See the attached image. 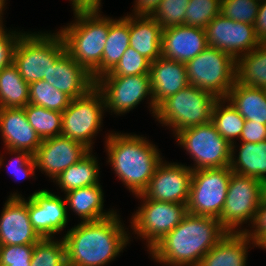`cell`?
<instances>
[{
	"mask_svg": "<svg viewBox=\"0 0 266 266\" xmlns=\"http://www.w3.org/2000/svg\"><path fill=\"white\" fill-rule=\"evenodd\" d=\"M71 100L68 95L44 80L29 84V104L62 113L69 106Z\"/></svg>",
	"mask_w": 266,
	"mask_h": 266,
	"instance_id": "cell-34",
	"label": "cell"
},
{
	"mask_svg": "<svg viewBox=\"0 0 266 266\" xmlns=\"http://www.w3.org/2000/svg\"><path fill=\"white\" fill-rule=\"evenodd\" d=\"M266 195V184L262 181L231 173L223 211L218 218L227 232L235 233L236 228L248 220H254L258 207ZM246 221V222H245Z\"/></svg>",
	"mask_w": 266,
	"mask_h": 266,
	"instance_id": "cell-8",
	"label": "cell"
},
{
	"mask_svg": "<svg viewBox=\"0 0 266 266\" xmlns=\"http://www.w3.org/2000/svg\"><path fill=\"white\" fill-rule=\"evenodd\" d=\"M0 132L7 150L34 155L42 139L29 124L24 108H0Z\"/></svg>",
	"mask_w": 266,
	"mask_h": 266,
	"instance_id": "cell-20",
	"label": "cell"
},
{
	"mask_svg": "<svg viewBox=\"0 0 266 266\" xmlns=\"http://www.w3.org/2000/svg\"><path fill=\"white\" fill-rule=\"evenodd\" d=\"M65 52V44L59 32L21 33L13 51V64L30 84L47 77L50 68Z\"/></svg>",
	"mask_w": 266,
	"mask_h": 266,
	"instance_id": "cell-5",
	"label": "cell"
},
{
	"mask_svg": "<svg viewBox=\"0 0 266 266\" xmlns=\"http://www.w3.org/2000/svg\"><path fill=\"white\" fill-rule=\"evenodd\" d=\"M104 97L94 86L88 93L71 100L62 112L61 135L78 141L92 150V138L101 129Z\"/></svg>",
	"mask_w": 266,
	"mask_h": 266,
	"instance_id": "cell-11",
	"label": "cell"
},
{
	"mask_svg": "<svg viewBox=\"0 0 266 266\" xmlns=\"http://www.w3.org/2000/svg\"><path fill=\"white\" fill-rule=\"evenodd\" d=\"M34 245L0 246V266H31Z\"/></svg>",
	"mask_w": 266,
	"mask_h": 266,
	"instance_id": "cell-40",
	"label": "cell"
},
{
	"mask_svg": "<svg viewBox=\"0 0 266 266\" xmlns=\"http://www.w3.org/2000/svg\"><path fill=\"white\" fill-rule=\"evenodd\" d=\"M27 209L32 227L41 238H53L67 225L68 208L65 199L62 200L46 189L28 197Z\"/></svg>",
	"mask_w": 266,
	"mask_h": 266,
	"instance_id": "cell-17",
	"label": "cell"
},
{
	"mask_svg": "<svg viewBox=\"0 0 266 266\" xmlns=\"http://www.w3.org/2000/svg\"><path fill=\"white\" fill-rule=\"evenodd\" d=\"M263 1V2H262ZM255 33L261 43H266V0H261L254 23Z\"/></svg>",
	"mask_w": 266,
	"mask_h": 266,
	"instance_id": "cell-45",
	"label": "cell"
},
{
	"mask_svg": "<svg viewBox=\"0 0 266 266\" xmlns=\"http://www.w3.org/2000/svg\"><path fill=\"white\" fill-rule=\"evenodd\" d=\"M162 28L148 15L129 16L130 47L150 62L161 57Z\"/></svg>",
	"mask_w": 266,
	"mask_h": 266,
	"instance_id": "cell-23",
	"label": "cell"
},
{
	"mask_svg": "<svg viewBox=\"0 0 266 266\" xmlns=\"http://www.w3.org/2000/svg\"><path fill=\"white\" fill-rule=\"evenodd\" d=\"M5 1L6 0H0V27L3 25L2 16L3 15V8H5Z\"/></svg>",
	"mask_w": 266,
	"mask_h": 266,
	"instance_id": "cell-47",
	"label": "cell"
},
{
	"mask_svg": "<svg viewBox=\"0 0 266 266\" xmlns=\"http://www.w3.org/2000/svg\"><path fill=\"white\" fill-rule=\"evenodd\" d=\"M226 233L218 218L187 213L176 228L150 249V254L169 266H198Z\"/></svg>",
	"mask_w": 266,
	"mask_h": 266,
	"instance_id": "cell-1",
	"label": "cell"
},
{
	"mask_svg": "<svg viewBox=\"0 0 266 266\" xmlns=\"http://www.w3.org/2000/svg\"><path fill=\"white\" fill-rule=\"evenodd\" d=\"M149 75L156 107L167 97L190 85L185 63L162 56L150 63Z\"/></svg>",
	"mask_w": 266,
	"mask_h": 266,
	"instance_id": "cell-22",
	"label": "cell"
},
{
	"mask_svg": "<svg viewBox=\"0 0 266 266\" xmlns=\"http://www.w3.org/2000/svg\"><path fill=\"white\" fill-rule=\"evenodd\" d=\"M90 151L80 161L65 169L55 180L59 187L68 192L81 187L100 184L98 160Z\"/></svg>",
	"mask_w": 266,
	"mask_h": 266,
	"instance_id": "cell-31",
	"label": "cell"
},
{
	"mask_svg": "<svg viewBox=\"0 0 266 266\" xmlns=\"http://www.w3.org/2000/svg\"><path fill=\"white\" fill-rule=\"evenodd\" d=\"M3 25L0 27V71L13 62V51L21 35L16 31L7 33ZM16 32V33H15Z\"/></svg>",
	"mask_w": 266,
	"mask_h": 266,
	"instance_id": "cell-42",
	"label": "cell"
},
{
	"mask_svg": "<svg viewBox=\"0 0 266 266\" xmlns=\"http://www.w3.org/2000/svg\"><path fill=\"white\" fill-rule=\"evenodd\" d=\"M150 61L138 53L134 48L128 47L116 66L102 76H134L149 74Z\"/></svg>",
	"mask_w": 266,
	"mask_h": 266,
	"instance_id": "cell-38",
	"label": "cell"
},
{
	"mask_svg": "<svg viewBox=\"0 0 266 266\" xmlns=\"http://www.w3.org/2000/svg\"><path fill=\"white\" fill-rule=\"evenodd\" d=\"M207 45L220 49L235 60L255 49L261 43L254 25L217 15L205 28Z\"/></svg>",
	"mask_w": 266,
	"mask_h": 266,
	"instance_id": "cell-14",
	"label": "cell"
},
{
	"mask_svg": "<svg viewBox=\"0 0 266 266\" xmlns=\"http://www.w3.org/2000/svg\"><path fill=\"white\" fill-rule=\"evenodd\" d=\"M66 206L77 213L81 222H94L111 217L114 210L103 212L104 195L100 184L81 187L65 193Z\"/></svg>",
	"mask_w": 266,
	"mask_h": 266,
	"instance_id": "cell-25",
	"label": "cell"
},
{
	"mask_svg": "<svg viewBox=\"0 0 266 266\" xmlns=\"http://www.w3.org/2000/svg\"><path fill=\"white\" fill-rule=\"evenodd\" d=\"M231 173L229 166L193 170L187 212L219 218L225 205Z\"/></svg>",
	"mask_w": 266,
	"mask_h": 266,
	"instance_id": "cell-10",
	"label": "cell"
},
{
	"mask_svg": "<svg viewBox=\"0 0 266 266\" xmlns=\"http://www.w3.org/2000/svg\"><path fill=\"white\" fill-rule=\"evenodd\" d=\"M162 0H136L134 6V15L150 16L158 7Z\"/></svg>",
	"mask_w": 266,
	"mask_h": 266,
	"instance_id": "cell-46",
	"label": "cell"
},
{
	"mask_svg": "<svg viewBox=\"0 0 266 266\" xmlns=\"http://www.w3.org/2000/svg\"><path fill=\"white\" fill-rule=\"evenodd\" d=\"M252 225V228H255L253 232L248 229H237L236 232H244L251 239L252 244L256 246L266 237V195L257 209Z\"/></svg>",
	"mask_w": 266,
	"mask_h": 266,
	"instance_id": "cell-43",
	"label": "cell"
},
{
	"mask_svg": "<svg viewBox=\"0 0 266 266\" xmlns=\"http://www.w3.org/2000/svg\"><path fill=\"white\" fill-rule=\"evenodd\" d=\"M225 100L229 101L245 120L266 125L265 89L245 86L236 81Z\"/></svg>",
	"mask_w": 266,
	"mask_h": 266,
	"instance_id": "cell-26",
	"label": "cell"
},
{
	"mask_svg": "<svg viewBox=\"0 0 266 266\" xmlns=\"http://www.w3.org/2000/svg\"><path fill=\"white\" fill-rule=\"evenodd\" d=\"M40 239L30 222L27 200L11 194L0 216V246L36 244Z\"/></svg>",
	"mask_w": 266,
	"mask_h": 266,
	"instance_id": "cell-18",
	"label": "cell"
},
{
	"mask_svg": "<svg viewBox=\"0 0 266 266\" xmlns=\"http://www.w3.org/2000/svg\"><path fill=\"white\" fill-rule=\"evenodd\" d=\"M96 88L104 97L105 110L116 114L129 112L150 95V109L155 116L157 107L152 99L150 75L101 76L95 80Z\"/></svg>",
	"mask_w": 266,
	"mask_h": 266,
	"instance_id": "cell-13",
	"label": "cell"
},
{
	"mask_svg": "<svg viewBox=\"0 0 266 266\" xmlns=\"http://www.w3.org/2000/svg\"><path fill=\"white\" fill-rule=\"evenodd\" d=\"M224 103L225 99H218L215 102L211 122L215 125L218 133L231 145L234 143V138H240L245 119L229 102L227 103L229 105L226 106L222 105Z\"/></svg>",
	"mask_w": 266,
	"mask_h": 266,
	"instance_id": "cell-32",
	"label": "cell"
},
{
	"mask_svg": "<svg viewBox=\"0 0 266 266\" xmlns=\"http://www.w3.org/2000/svg\"><path fill=\"white\" fill-rule=\"evenodd\" d=\"M185 66L189 84L218 99H225L236 82V60L214 47L207 46Z\"/></svg>",
	"mask_w": 266,
	"mask_h": 266,
	"instance_id": "cell-7",
	"label": "cell"
},
{
	"mask_svg": "<svg viewBox=\"0 0 266 266\" xmlns=\"http://www.w3.org/2000/svg\"><path fill=\"white\" fill-rule=\"evenodd\" d=\"M218 100L214 95L195 86H187L163 100L155 118L169 127L176 135L186 128L211 122L212 110Z\"/></svg>",
	"mask_w": 266,
	"mask_h": 266,
	"instance_id": "cell-6",
	"label": "cell"
},
{
	"mask_svg": "<svg viewBox=\"0 0 266 266\" xmlns=\"http://www.w3.org/2000/svg\"><path fill=\"white\" fill-rule=\"evenodd\" d=\"M241 143L237 159L234 155L235 145L231 144V171L256 178L266 184V140L258 143Z\"/></svg>",
	"mask_w": 266,
	"mask_h": 266,
	"instance_id": "cell-27",
	"label": "cell"
},
{
	"mask_svg": "<svg viewBox=\"0 0 266 266\" xmlns=\"http://www.w3.org/2000/svg\"><path fill=\"white\" fill-rule=\"evenodd\" d=\"M8 151L10 154L14 153L17 155V157L15 156V159L10 160L7 164V170L12 173L14 177L17 179H25L27 176L31 177L30 175H34V170L37 168L33 155L27 151H13L10 149Z\"/></svg>",
	"mask_w": 266,
	"mask_h": 266,
	"instance_id": "cell-41",
	"label": "cell"
},
{
	"mask_svg": "<svg viewBox=\"0 0 266 266\" xmlns=\"http://www.w3.org/2000/svg\"><path fill=\"white\" fill-rule=\"evenodd\" d=\"M221 0H190L184 25L205 29L220 14Z\"/></svg>",
	"mask_w": 266,
	"mask_h": 266,
	"instance_id": "cell-36",
	"label": "cell"
},
{
	"mask_svg": "<svg viewBox=\"0 0 266 266\" xmlns=\"http://www.w3.org/2000/svg\"><path fill=\"white\" fill-rule=\"evenodd\" d=\"M260 0H221L220 14L234 21L254 25Z\"/></svg>",
	"mask_w": 266,
	"mask_h": 266,
	"instance_id": "cell-39",
	"label": "cell"
},
{
	"mask_svg": "<svg viewBox=\"0 0 266 266\" xmlns=\"http://www.w3.org/2000/svg\"><path fill=\"white\" fill-rule=\"evenodd\" d=\"M23 108L29 124L42 140L61 135V112L49 110L42 106L29 103Z\"/></svg>",
	"mask_w": 266,
	"mask_h": 266,
	"instance_id": "cell-33",
	"label": "cell"
},
{
	"mask_svg": "<svg viewBox=\"0 0 266 266\" xmlns=\"http://www.w3.org/2000/svg\"><path fill=\"white\" fill-rule=\"evenodd\" d=\"M191 155L192 170L223 168L230 165L231 145L218 133L212 122L186 128L175 135Z\"/></svg>",
	"mask_w": 266,
	"mask_h": 266,
	"instance_id": "cell-9",
	"label": "cell"
},
{
	"mask_svg": "<svg viewBox=\"0 0 266 266\" xmlns=\"http://www.w3.org/2000/svg\"><path fill=\"white\" fill-rule=\"evenodd\" d=\"M29 103V84L13 62L0 71V108H23Z\"/></svg>",
	"mask_w": 266,
	"mask_h": 266,
	"instance_id": "cell-30",
	"label": "cell"
},
{
	"mask_svg": "<svg viewBox=\"0 0 266 266\" xmlns=\"http://www.w3.org/2000/svg\"><path fill=\"white\" fill-rule=\"evenodd\" d=\"M129 15L110 19V27L102 54L101 76L110 72L130 46Z\"/></svg>",
	"mask_w": 266,
	"mask_h": 266,
	"instance_id": "cell-29",
	"label": "cell"
},
{
	"mask_svg": "<svg viewBox=\"0 0 266 266\" xmlns=\"http://www.w3.org/2000/svg\"><path fill=\"white\" fill-rule=\"evenodd\" d=\"M191 168L177 163H163L162 160L150 179L147 188L136 197L187 204L193 174Z\"/></svg>",
	"mask_w": 266,
	"mask_h": 266,
	"instance_id": "cell-15",
	"label": "cell"
},
{
	"mask_svg": "<svg viewBox=\"0 0 266 266\" xmlns=\"http://www.w3.org/2000/svg\"><path fill=\"white\" fill-rule=\"evenodd\" d=\"M41 238L35 245L31 266H67L64 240Z\"/></svg>",
	"mask_w": 266,
	"mask_h": 266,
	"instance_id": "cell-35",
	"label": "cell"
},
{
	"mask_svg": "<svg viewBox=\"0 0 266 266\" xmlns=\"http://www.w3.org/2000/svg\"><path fill=\"white\" fill-rule=\"evenodd\" d=\"M140 198L144 203L133 215L131 226L138 236L147 239L150 250L182 221L188 213L187 204Z\"/></svg>",
	"mask_w": 266,
	"mask_h": 266,
	"instance_id": "cell-12",
	"label": "cell"
},
{
	"mask_svg": "<svg viewBox=\"0 0 266 266\" xmlns=\"http://www.w3.org/2000/svg\"><path fill=\"white\" fill-rule=\"evenodd\" d=\"M90 151L84 144L59 135L43 139L33 156L36 168L55 180L65 169L80 161Z\"/></svg>",
	"mask_w": 266,
	"mask_h": 266,
	"instance_id": "cell-16",
	"label": "cell"
},
{
	"mask_svg": "<svg viewBox=\"0 0 266 266\" xmlns=\"http://www.w3.org/2000/svg\"><path fill=\"white\" fill-rule=\"evenodd\" d=\"M190 0H162L150 15L162 30L184 25L185 12Z\"/></svg>",
	"mask_w": 266,
	"mask_h": 266,
	"instance_id": "cell-37",
	"label": "cell"
},
{
	"mask_svg": "<svg viewBox=\"0 0 266 266\" xmlns=\"http://www.w3.org/2000/svg\"><path fill=\"white\" fill-rule=\"evenodd\" d=\"M117 213L94 222H81L63 240L67 266H105L129 243Z\"/></svg>",
	"mask_w": 266,
	"mask_h": 266,
	"instance_id": "cell-2",
	"label": "cell"
},
{
	"mask_svg": "<svg viewBox=\"0 0 266 266\" xmlns=\"http://www.w3.org/2000/svg\"><path fill=\"white\" fill-rule=\"evenodd\" d=\"M258 247H262L263 249H266V237L264 239H262L258 244Z\"/></svg>",
	"mask_w": 266,
	"mask_h": 266,
	"instance_id": "cell-48",
	"label": "cell"
},
{
	"mask_svg": "<svg viewBox=\"0 0 266 266\" xmlns=\"http://www.w3.org/2000/svg\"><path fill=\"white\" fill-rule=\"evenodd\" d=\"M100 7L73 8L75 21L60 29L66 52L97 80L101 77L102 54L110 18L101 17Z\"/></svg>",
	"mask_w": 266,
	"mask_h": 266,
	"instance_id": "cell-4",
	"label": "cell"
},
{
	"mask_svg": "<svg viewBox=\"0 0 266 266\" xmlns=\"http://www.w3.org/2000/svg\"><path fill=\"white\" fill-rule=\"evenodd\" d=\"M236 81L266 90V43H260L236 60Z\"/></svg>",
	"mask_w": 266,
	"mask_h": 266,
	"instance_id": "cell-28",
	"label": "cell"
},
{
	"mask_svg": "<svg viewBox=\"0 0 266 266\" xmlns=\"http://www.w3.org/2000/svg\"><path fill=\"white\" fill-rule=\"evenodd\" d=\"M3 159H2V157H0V166H2L3 164Z\"/></svg>",
	"mask_w": 266,
	"mask_h": 266,
	"instance_id": "cell-49",
	"label": "cell"
},
{
	"mask_svg": "<svg viewBox=\"0 0 266 266\" xmlns=\"http://www.w3.org/2000/svg\"><path fill=\"white\" fill-rule=\"evenodd\" d=\"M203 28L180 25L162 30L161 56L187 63L207 47Z\"/></svg>",
	"mask_w": 266,
	"mask_h": 266,
	"instance_id": "cell-19",
	"label": "cell"
},
{
	"mask_svg": "<svg viewBox=\"0 0 266 266\" xmlns=\"http://www.w3.org/2000/svg\"><path fill=\"white\" fill-rule=\"evenodd\" d=\"M106 138L108 162L116 176L135 195L147 188L158 165L159 150L146 138L137 135L111 133Z\"/></svg>",
	"mask_w": 266,
	"mask_h": 266,
	"instance_id": "cell-3",
	"label": "cell"
},
{
	"mask_svg": "<svg viewBox=\"0 0 266 266\" xmlns=\"http://www.w3.org/2000/svg\"><path fill=\"white\" fill-rule=\"evenodd\" d=\"M43 80L71 99L84 96L95 86L92 75L67 52L55 62Z\"/></svg>",
	"mask_w": 266,
	"mask_h": 266,
	"instance_id": "cell-21",
	"label": "cell"
},
{
	"mask_svg": "<svg viewBox=\"0 0 266 266\" xmlns=\"http://www.w3.org/2000/svg\"><path fill=\"white\" fill-rule=\"evenodd\" d=\"M251 239L244 232H227L201 259L198 266H246Z\"/></svg>",
	"mask_w": 266,
	"mask_h": 266,
	"instance_id": "cell-24",
	"label": "cell"
},
{
	"mask_svg": "<svg viewBox=\"0 0 266 266\" xmlns=\"http://www.w3.org/2000/svg\"><path fill=\"white\" fill-rule=\"evenodd\" d=\"M240 140L249 143H258L266 140V125L245 120Z\"/></svg>",
	"mask_w": 266,
	"mask_h": 266,
	"instance_id": "cell-44",
	"label": "cell"
}]
</instances>
